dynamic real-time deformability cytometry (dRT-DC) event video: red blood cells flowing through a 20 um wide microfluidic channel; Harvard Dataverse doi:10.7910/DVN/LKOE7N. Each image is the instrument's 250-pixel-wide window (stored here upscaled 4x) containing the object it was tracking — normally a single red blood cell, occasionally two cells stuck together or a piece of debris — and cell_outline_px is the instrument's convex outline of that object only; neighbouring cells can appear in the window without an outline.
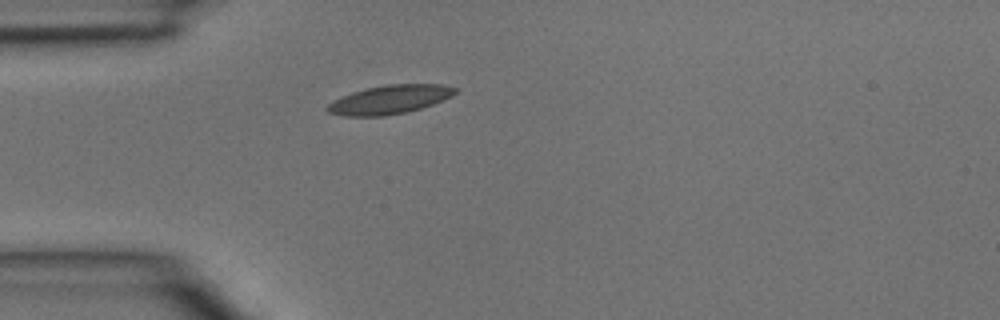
{"species": "common noctule bat (a hibernating species)", "species_latin": "Nyctalus noctula", "temperature_condition": "room temperature", "stored_images_in_passage": 1, "camera_frame_rate_fps": 3000, "um_per_image_px": 0.085, "animal": {"sex": "male", "body_mass_g": 15.6}, "frame": {"image": 1, "passage_image": 1, "time_ms": 0.0, "image_size_px": [1000, 320], "cell_outline_px": [[460, 88], [452, 96], [432, 104], [408, 112], [384, 116], [344, 116], [328, 112], [324, 108], [332, 100], [352, 92], [368, 88], [388, 84], [444, 84]], "centroid_in_image_um": [33.12, 8.46], "position_along_channel_um": 51.9, "area_um2": 21.5}}